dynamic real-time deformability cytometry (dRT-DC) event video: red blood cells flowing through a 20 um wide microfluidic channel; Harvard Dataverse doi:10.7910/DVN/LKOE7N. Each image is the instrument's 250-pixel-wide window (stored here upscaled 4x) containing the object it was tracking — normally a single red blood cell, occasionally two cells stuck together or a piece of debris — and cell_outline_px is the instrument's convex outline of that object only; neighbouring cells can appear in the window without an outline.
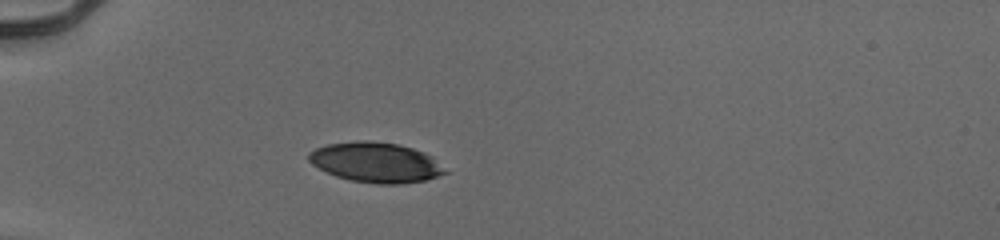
{"species": "human", "species_latin": "Homo sapiens", "temperature_condition": "cold", "stored_images_in_passage": 38, "camera_frame_rate_fps": 3000, "um_per_image_px": 0.085, "donor": {"sex": "male"}, "frame": {"image": 1, "passage_image": 1, "time_ms": 0.0, "image_size_px": [1000, 240], "cell_outline_px": [[448, 172], [424, 180], [400, 184], [376, 184], [352, 180], [336, 176], [312, 164], [308, 160], [308, 152], [316, 148], [328, 144], [356, 140], [368, 140], [400, 144], [424, 152], [432, 156]], "centroid_in_image_um": [31.93, 13.79], "position_along_channel_um": 53.1, "area_um2": 31.73}}
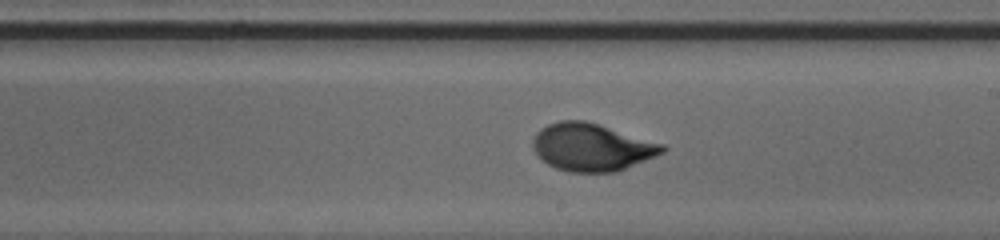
{"frame": {"image": 2, "passage_image": 17, "time_ms": 5.333, "image_size_px": [1000, 240], "cell_outline_px": [[668, 148], [664, 152], [616, 172], [568, 172], [556, 168], [548, 164], [536, 152], [532, 144], [532, 140], [536, 132], [540, 128], [548, 124], [560, 120], [584, 120], [600, 124], [664, 144]], "centroid_in_image_um": [50.3, 12.5], "position_along_channel_um": 238.7, "area_um2": 35.84}}
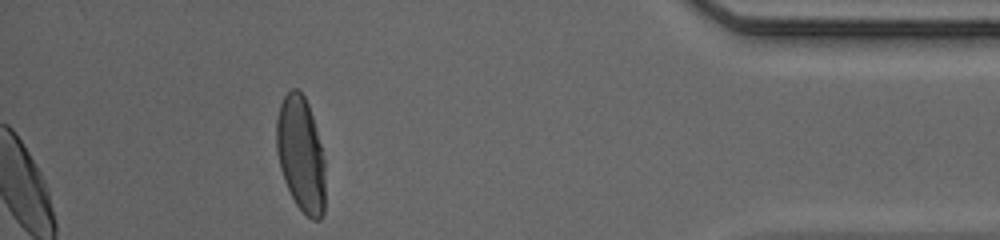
{"frame": {"image": 3, "passage_image": 33, "time_ms": 10.667, "image_size_px": [1000, 240], "cell_outline_px": [[324, 212], [320, 220], [312, 220], [296, 204], [284, 180], [280, 168], [276, 152], [276, 120], [280, 104], [284, 96], [292, 88], [296, 88], [304, 96], [308, 104], [316, 128], [324, 160]], "centroid_in_image_um": [25.55, 13.1], "position_along_channel_um": 409.6, "area_um2": 32.54}, "authors_computed_cell_mechanics": {"area_um2": 34.9112, "velocity_mm_per_s": 3.9429, "shape_relaxation_time_tau1_ms": 4.3099, "shape_relaxation_time_tau2_ms": null, "deformation_change_tau1": 0.2113, "deformation_change_tau2": null}}